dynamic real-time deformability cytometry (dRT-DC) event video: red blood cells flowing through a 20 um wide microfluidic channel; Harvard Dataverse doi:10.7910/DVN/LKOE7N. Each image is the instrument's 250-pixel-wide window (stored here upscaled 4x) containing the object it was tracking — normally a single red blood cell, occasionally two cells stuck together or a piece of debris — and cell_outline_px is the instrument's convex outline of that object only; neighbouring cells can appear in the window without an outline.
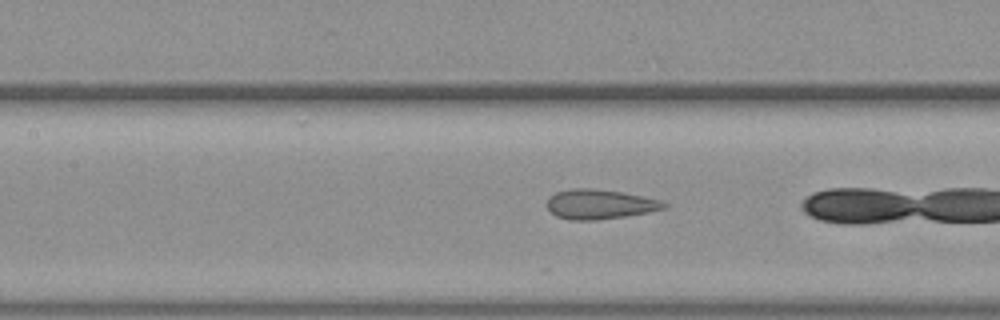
{"species": "common noctule bat (a hibernating species)", "species_latin": "Nyctalus noctula", "temperature_condition": "warm", "stored_images_in_passage": 9, "camera_frame_rate_fps": 3000, "um_per_image_px": 0.085, "animal": {"sex": "female", "body_mass_g": 19.3, "forearm_length_mm": 54.1}, "frame": {"image": 1, "passage_image": 8, "time_ms": 2.333, "image_size_px": [1000, 320], "cell_outline_px": [[668, 204], [664, 208], [648, 212], [624, 216], [596, 220], [568, 220], [556, 216], [548, 208], [548, 196], [556, 192], [568, 188], [592, 188], [620, 192], [660, 200]], "centroid_in_image_um": [50.92, 17.36], "position_along_channel_um": 156.5, "area_um2": 20.06}}